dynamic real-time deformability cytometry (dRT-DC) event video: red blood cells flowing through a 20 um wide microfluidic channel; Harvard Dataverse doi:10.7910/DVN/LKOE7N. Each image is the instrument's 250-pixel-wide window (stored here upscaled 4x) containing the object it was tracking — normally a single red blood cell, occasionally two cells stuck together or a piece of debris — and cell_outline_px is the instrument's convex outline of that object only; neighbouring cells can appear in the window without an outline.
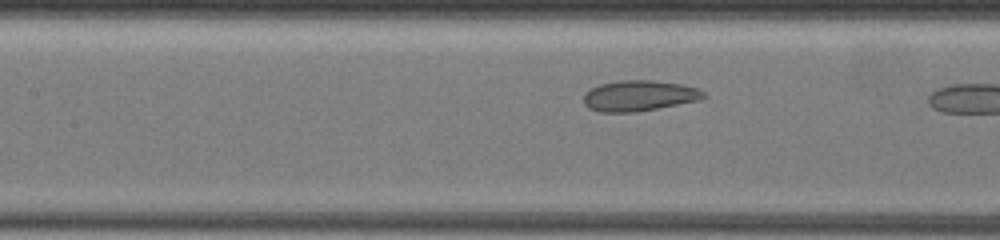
{"species": "common noctule bat (a hibernating species)", "species_latin": "Nyctalus noctula", "temperature_condition": "warm", "stored_images_in_passage": 28, "camera_frame_rate_fps": 3000, "um_per_image_px": 0.085, "animal": {"sex": "female", "body_mass_g": 19.5, "forearm_length_mm": 54.1}, "frame": {"image": 1, "passage_image": 16, "time_ms": 3.333, "image_size_px": [1000, 240], "cell_outline_px": [[708, 96], [700, 100], [636, 112], [600, 112], [588, 108], [584, 104], [584, 92], [600, 84], [620, 80], [652, 80], [680, 84], [696, 88], [704, 92]], "centroid_in_image_um": [54.31, 8.14], "position_along_channel_um": 153.1, "area_um2": 21.44}}
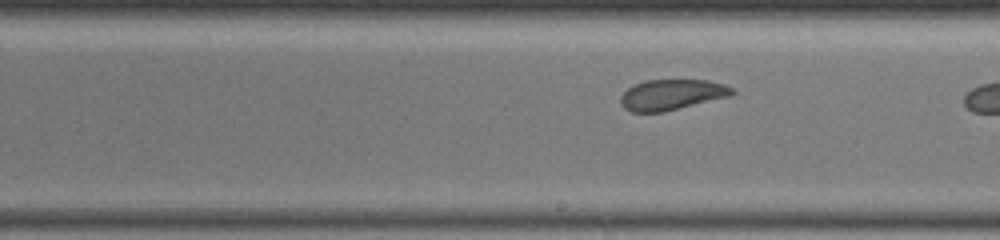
{"frame": {"image": 2, "passage_image": 27, "time_ms": 5.667, "image_size_px": [1000, 240], "cell_outline_px": [[736, 92], [732, 96], [664, 112], [632, 112], [624, 108], [620, 104], [620, 96], [632, 84], [644, 80], [708, 80], [724, 84], [732, 88]], "centroid_in_image_um": [57.1, 8.05], "position_along_channel_um": 231.9, "area_um2": 20.17}}